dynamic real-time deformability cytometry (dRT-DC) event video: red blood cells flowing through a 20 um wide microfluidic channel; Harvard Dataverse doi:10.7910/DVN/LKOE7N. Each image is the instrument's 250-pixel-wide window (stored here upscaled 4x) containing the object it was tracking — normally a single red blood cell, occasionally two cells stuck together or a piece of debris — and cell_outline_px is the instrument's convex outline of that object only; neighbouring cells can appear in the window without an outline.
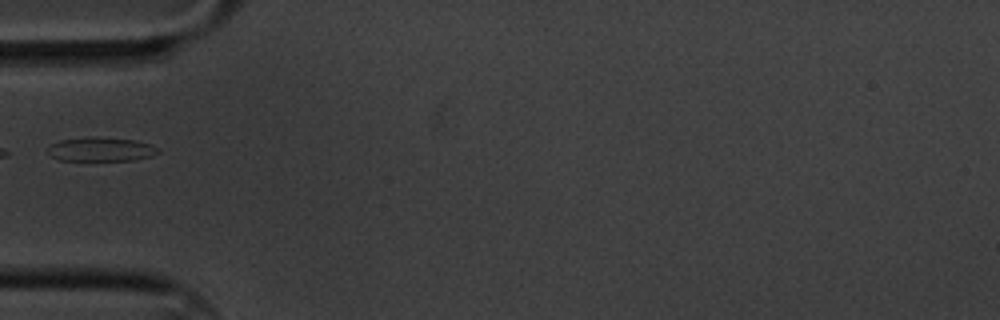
{"species": "common noctule bat (a hibernating species)", "species_latin": "Nyctalus noctula", "temperature_condition": "cold", "stored_images_in_passage": 6, "camera_frame_rate_fps": 3000, "um_per_image_px": 0.085, "animal": {"sex": "male", "body_mass_g": 20.1, "forearm_length_mm": 53.5}, "frame": {"image": 1, "passage_image": 6, "time_ms": 1.667, "image_size_px": [1000, 320], "cell_outline_px": [[160, 152], [152, 156], [136, 160], [60, 160], [52, 156], [48, 152], [48, 148], [52, 144], [60, 140], [88, 136], [136, 140], [160, 148]], "centroid_in_image_um": [8.61, 12.69], "position_along_channel_um": 76.4, "area_um2": 15.43}}